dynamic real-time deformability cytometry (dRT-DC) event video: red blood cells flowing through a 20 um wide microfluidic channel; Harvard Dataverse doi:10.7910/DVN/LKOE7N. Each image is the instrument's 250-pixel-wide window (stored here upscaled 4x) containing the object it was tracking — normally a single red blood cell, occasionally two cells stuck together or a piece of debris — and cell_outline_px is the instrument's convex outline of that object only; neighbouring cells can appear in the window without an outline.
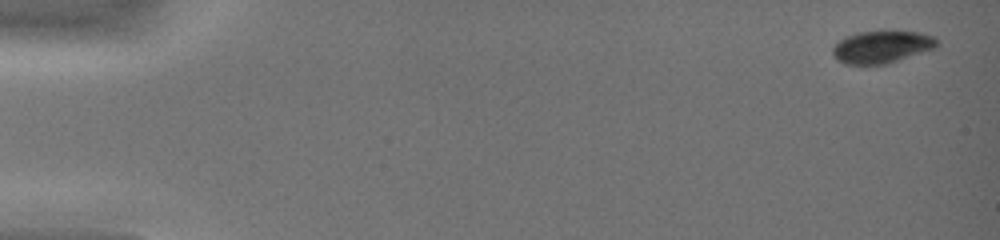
{"species": "common noctule bat (a hibernating species)", "species_latin": "Nyctalus noctula", "temperature_condition": "warm", "stored_images_in_passage": 45, "camera_frame_rate_fps": 3000, "um_per_image_px": 0.085, "animal": {"sex": "female", "body_mass_g": 19.0, "forearm_length_mm": 51.5}, "frame": {"image": 1, "passage_image": 2, "time_ms": 0.333, "image_size_px": [1000, 240], "cell_outline_px": [[940, 44], [936, 48], [888, 64], [844, 64], [836, 60], [832, 52], [832, 48], [844, 36], [860, 32], [884, 28], [920, 32], [936, 36]], "centroid_in_image_um": [75.01, 3.94], "position_along_channel_um": 10.0, "area_um2": 20.63}}
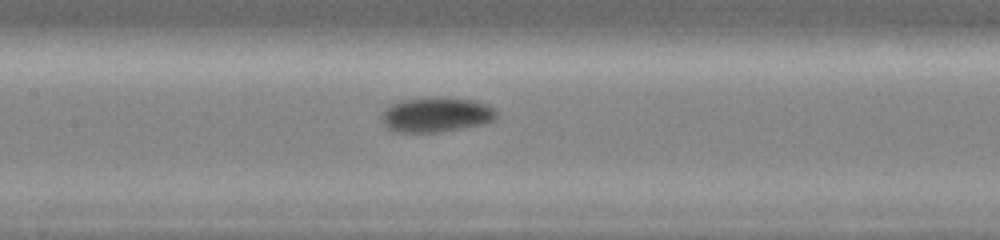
{"frame": {"image": 2, "passage_image": 24, "time_ms": 7.667, "image_size_px": [1000, 240], "cell_outline_px": [[496, 120], [484, 124], [440, 132], [396, 132], [388, 128], [384, 124], [380, 116], [384, 108], [388, 104], [400, 100], [472, 100], [488, 104], [496, 112]], "centroid_in_image_um": [37.04, 9.8], "position_along_channel_um": 170.4, "area_um2": 22.66}}
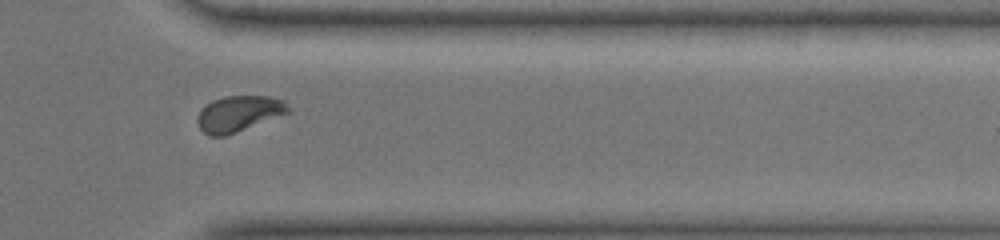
{"frame": {"image": 3, "passage_image": 39, "time_ms": 12.667, "image_size_px": [1000, 240], "cell_outline_px": [[292, 112], [236, 132], [224, 136], [212, 136], [204, 132], [200, 128], [196, 120], [196, 116], [200, 108], [212, 100], [224, 96], [268, 96], [284, 100], [292, 108]], "centroid_in_image_um": [20.31, 9.64], "position_along_channel_um": 391.1, "area_um2": 19.25}, "authors_computed_cell_mechanics": {"area_um2": 21.9062, "velocity_mm_per_s": 4.3908, "shape_relaxation_time_tau1_ms": 4.6917, "shape_relaxation_time_tau2_ms": null, "deformation_change_tau1": 0.1341, "deformation_change_tau2": null}}